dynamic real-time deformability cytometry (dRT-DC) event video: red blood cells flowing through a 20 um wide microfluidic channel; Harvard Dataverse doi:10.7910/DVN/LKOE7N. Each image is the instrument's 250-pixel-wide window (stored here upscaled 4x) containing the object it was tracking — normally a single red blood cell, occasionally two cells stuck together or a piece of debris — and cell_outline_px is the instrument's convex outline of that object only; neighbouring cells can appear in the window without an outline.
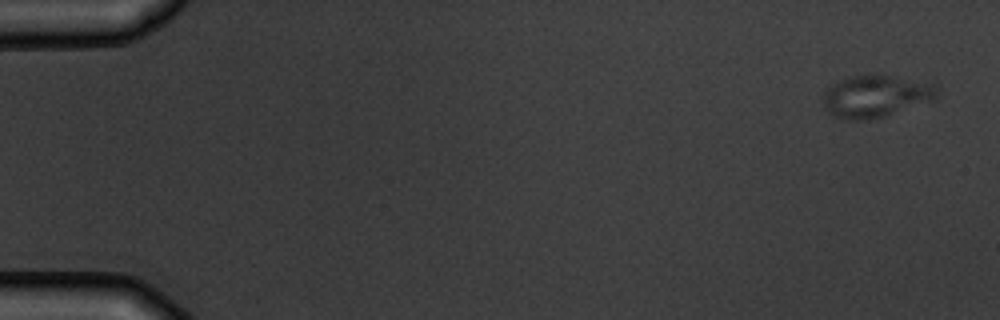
{"species": "common noctule bat (a hibernating species)", "species_latin": "Nyctalus noctula", "temperature_condition": "warm", "stored_images_in_passage": 7, "camera_frame_rate_fps": 3000, "um_per_image_px": 0.085, "animal": {"sex": "male", "body_mass_g": 19.5, "forearm_length_mm": 54.6}, "frame": {"image": 1, "passage_image": 1, "time_ms": 0.0, "image_size_px": [1000, 320], "cell_outline_px": [[936, 96], [932, 100], [884, 116], [860, 120], [848, 120], [836, 116], [828, 112], [824, 104], [824, 92], [832, 84], [840, 80], [852, 76], [872, 72], [880, 72], [932, 84], [936, 88]], "centroid_in_image_um": [74.4, 8.13], "position_along_channel_um": 10.6, "area_um2": 27.86}}
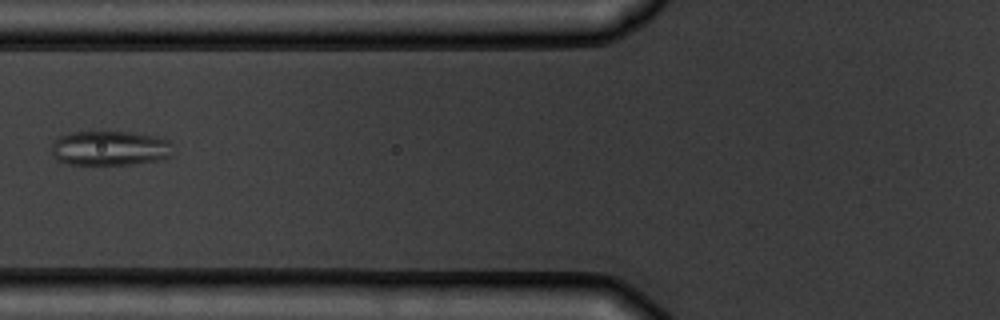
{"frame": {"image": 2, "passage_image": 7, "time_ms": 6.667, "image_size_px": [1000, 320], "cell_outline_px": [[172, 156], [160, 160], [132, 164], [68, 164], [56, 160], [52, 156], [52, 144], [60, 136], [72, 132], [132, 132], [156, 136], [168, 140], [172, 144]], "centroid_in_image_um": [9.36, 12.6], "position_along_channel_um": 116.4, "area_um2": 24.68}}